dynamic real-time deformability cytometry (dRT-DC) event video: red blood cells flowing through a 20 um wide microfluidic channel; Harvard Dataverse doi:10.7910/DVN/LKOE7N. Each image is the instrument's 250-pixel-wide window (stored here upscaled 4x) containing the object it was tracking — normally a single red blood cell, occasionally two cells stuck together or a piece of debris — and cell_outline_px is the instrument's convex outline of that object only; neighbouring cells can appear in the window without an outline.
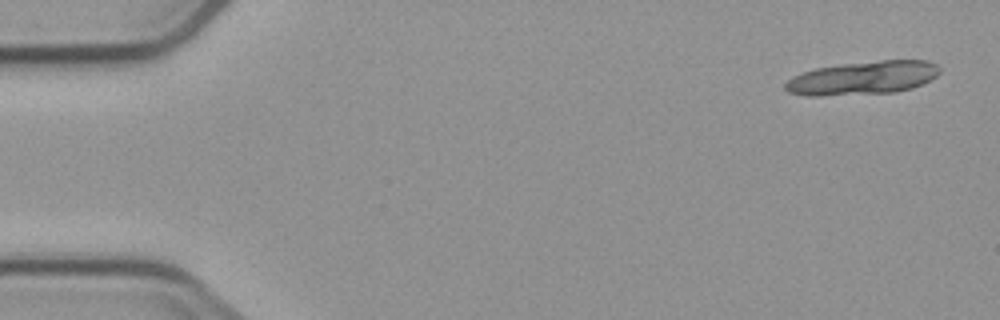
{"species": "common noctule bat (a hibernating species)", "species_latin": "Nyctalus noctula", "temperature_condition": "cold", "stored_images_in_passage": 6, "segment_of_instrument_passage": [1, 2], "camera_frame_rate_fps": 3000, "um_per_image_px": 0.085, "animal": {"sex": "male", "body_mass_g": 23.1, "forearm_length_mm": 52.7}, "frame": {"image": 1, "passage_image": 1, "time_ms": 0.0, "image_size_px": [1000, 320], "cell_outline_px": [[940, 72], [936, 76], [912, 88], [896, 92], [820, 96], [808, 96], [788, 92], [784, 88], [784, 84], [788, 80], [804, 72], [816, 68], [844, 64], [880, 60], [928, 60], [936, 64], [940, 68]], "centroid_in_image_um": [73.35, 6.63], "position_along_channel_um": 11.6, "area_um2": 29.88}}